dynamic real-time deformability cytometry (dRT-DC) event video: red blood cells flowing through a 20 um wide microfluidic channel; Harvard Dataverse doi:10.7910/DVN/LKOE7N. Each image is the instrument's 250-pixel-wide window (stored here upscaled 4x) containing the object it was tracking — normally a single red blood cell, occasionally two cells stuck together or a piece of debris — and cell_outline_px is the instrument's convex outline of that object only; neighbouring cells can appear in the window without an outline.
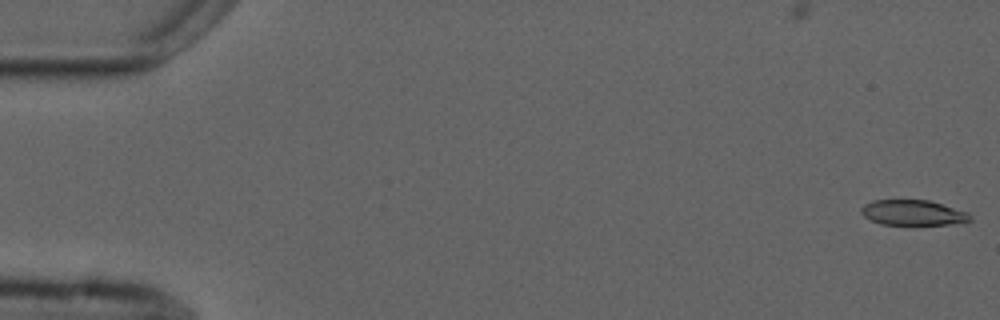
{"species": "common noctule bat (a hibernating species)", "species_latin": "Nyctalus noctula", "temperature_condition": "cold", "stored_images_in_passage": 6, "segment_of_instrument_passage": [2, 2], "camera_frame_rate_fps": 3000, "um_per_image_px": 0.085, "animal": {"sex": "male", "forearm_length_mm": 52.5}, "frame": {"image": 1, "passage_image": 6, "time_ms": 6.0, "image_size_px": [1000, 320], "cell_outline_px": [[972, 220], [964, 224], [880, 224], [864, 216], [860, 212], [860, 208], [864, 204], [872, 200], [928, 200], [968, 212], [972, 216]], "centroid_in_image_um": [77.63, 18.08], "position_along_channel_um": 7.4, "area_um2": 16.13}}